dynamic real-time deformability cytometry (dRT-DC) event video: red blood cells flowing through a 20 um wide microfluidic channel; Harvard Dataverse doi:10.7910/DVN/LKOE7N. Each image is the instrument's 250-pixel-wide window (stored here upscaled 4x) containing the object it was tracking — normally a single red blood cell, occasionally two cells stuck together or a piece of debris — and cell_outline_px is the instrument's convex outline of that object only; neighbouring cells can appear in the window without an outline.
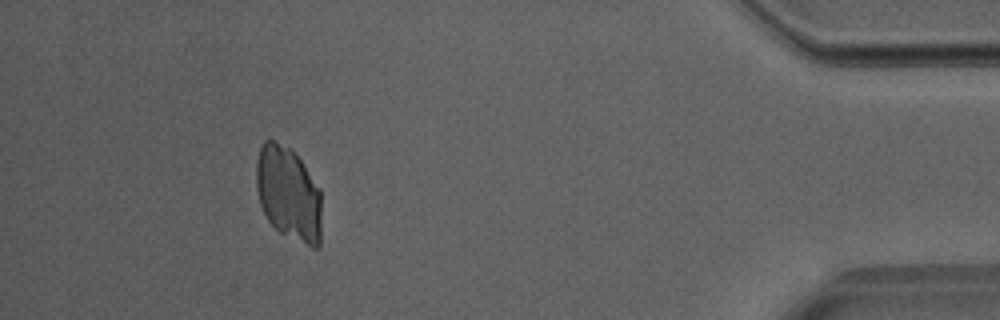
{"species": "Egyptian fruit bat (a non-hibernating species)", "species_latin": "Rousettus aegyptiacus", "temperature_condition": "room temperature", "stored_images_in_passage": 38, "camera_frame_rate_fps": 3000, "um_per_image_px": 0.085, "animal": {"sex": "male"}, "frame": {"image": 1, "passage_image": 34, "time_ms": 11.0, "image_size_px": [1000, 320], "cell_outline_px": [[320, 248], [312, 248], [280, 232], [268, 220], [260, 204], [256, 188], [256, 164], [260, 148], [264, 140], [276, 140], [288, 148], [300, 160], [320, 192]], "centroid_in_image_um": [24.5, 16.48], "position_along_channel_um": 410.7, "area_um2": 35.26}}